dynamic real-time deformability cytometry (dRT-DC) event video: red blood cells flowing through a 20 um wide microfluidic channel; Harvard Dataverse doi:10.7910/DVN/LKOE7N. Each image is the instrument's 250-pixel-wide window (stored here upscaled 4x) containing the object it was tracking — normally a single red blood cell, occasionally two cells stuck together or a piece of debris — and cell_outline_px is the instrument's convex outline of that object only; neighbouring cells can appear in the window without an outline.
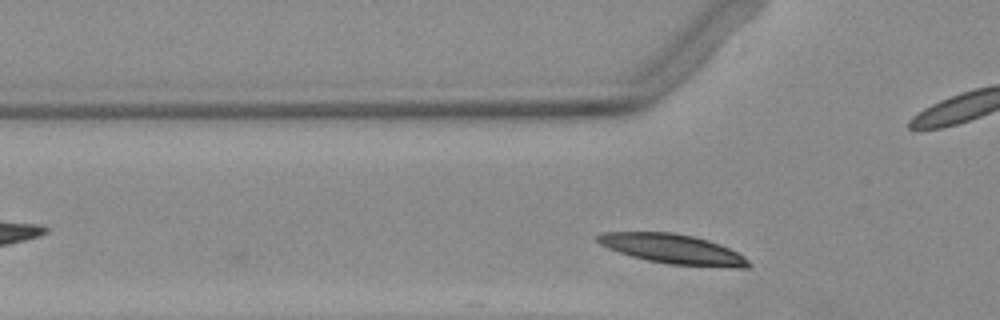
{"species": "Egyptian fruit bat (a non-hibernating species)", "species_latin": "Rousettus aegyptiacus", "temperature_condition": "warm", "stored_images_in_passage": 4, "camera_frame_rate_fps": 3000, "um_per_image_px": 0.085, "animal": {"sex": "female"}, "frame": {"image": 1, "passage_image": 4, "time_ms": 1.0, "image_size_px": [1000, 320], "cell_outline_px": [[752, 268], [732, 268], [668, 264], [648, 260], [632, 256], [608, 248], [600, 244], [596, 240], [596, 236], [600, 232], [672, 232], [692, 236], [708, 240], [720, 244], [744, 256], [752, 264]], "centroid_in_image_um": [57.23, 21.18], "position_along_channel_um": 68.6, "area_um2": 26.18}}